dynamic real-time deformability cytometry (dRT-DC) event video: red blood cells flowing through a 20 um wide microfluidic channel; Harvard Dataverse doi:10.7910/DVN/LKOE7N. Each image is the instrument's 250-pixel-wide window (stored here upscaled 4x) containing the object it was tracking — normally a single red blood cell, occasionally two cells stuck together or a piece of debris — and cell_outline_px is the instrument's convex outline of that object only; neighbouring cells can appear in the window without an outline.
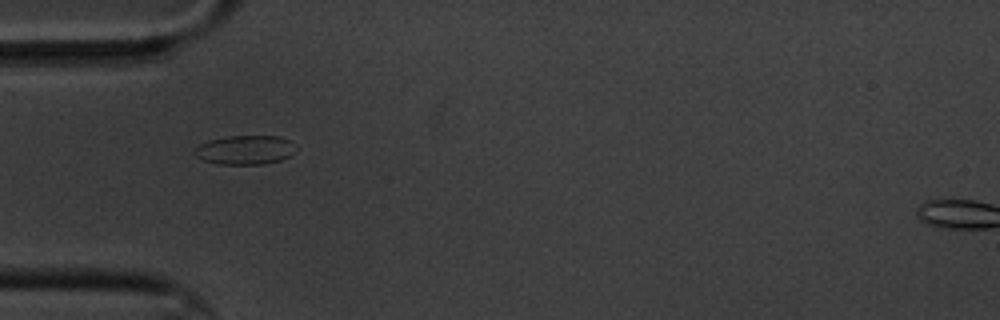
{"species": "common noctule bat (a hibernating species)", "species_latin": "Nyctalus noctula", "temperature_condition": "cold", "stored_images_in_passage": 2, "camera_frame_rate_fps": 3000, "um_per_image_px": 0.085, "animal": {"sex": "male", "body_mass_g": 20.1, "forearm_length_mm": 53.5}, "frame": {"image": 1, "passage_image": 1, "time_ms": 0.0, "image_size_px": [1000, 320], "cell_outline_px": [[296, 152], [280, 160], [264, 164], [216, 164], [204, 160], [196, 156], [192, 152], [200, 144], [208, 140], [228, 136], [280, 136], [296, 144]], "centroid_in_image_um": [20.85, 12.74], "position_along_channel_um": 64.2, "area_um2": 17.28}}